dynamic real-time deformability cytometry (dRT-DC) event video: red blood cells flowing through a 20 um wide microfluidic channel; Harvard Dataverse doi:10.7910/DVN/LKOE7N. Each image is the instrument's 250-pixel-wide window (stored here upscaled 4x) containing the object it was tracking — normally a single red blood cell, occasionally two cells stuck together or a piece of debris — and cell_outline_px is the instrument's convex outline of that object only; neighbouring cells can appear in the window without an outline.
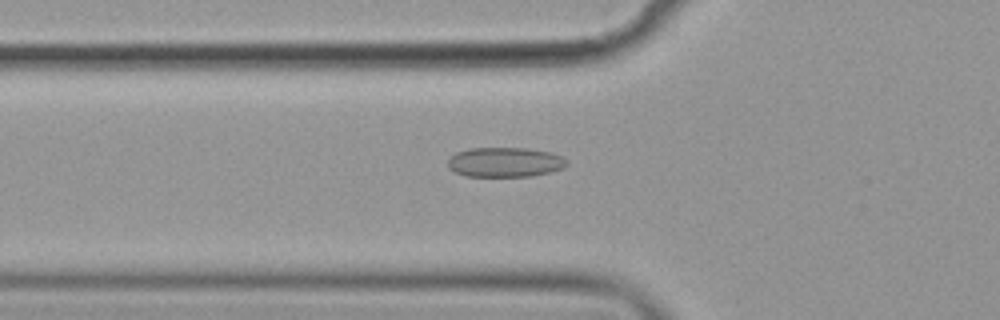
{"species": "common noctule bat (a hibernating species)", "species_latin": "Nyctalus noctula", "temperature_condition": "cold", "stored_images_in_passage": 53, "camera_frame_rate_fps": 3000, "um_per_image_px": 0.085, "animal": {"sex": "female", "body_mass_g": 19.9}, "frame": {"image": 1, "passage_image": 17, "time_ms": 5.333, "image_size_px": [1000, 320], "cell_outline_px": [[568, 164], [564, 168], [552, 172], [532, 176], [464, 176], [448, 168], [448, 160], [456, 152], [468, 148], [528, 148], [552, 152], [568, 160]], "centroid_in_image_um": [42.95, 13.78], "position_along_channel_um": 82.8, "area_um2": 20.81}}
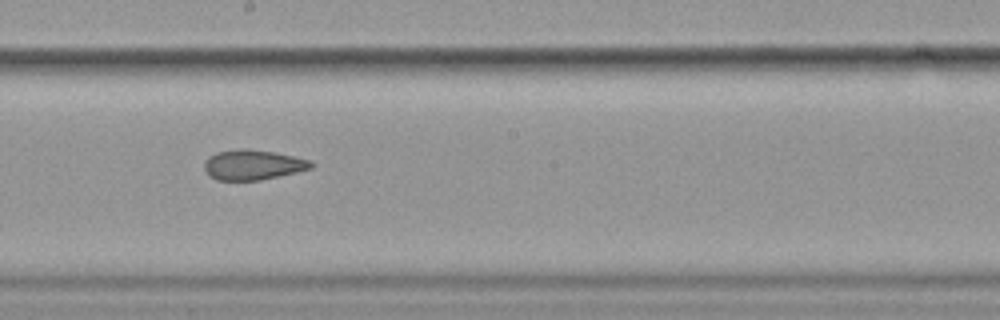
{"frame": {"image": 2, "passage_image": 29, "time_ms": 9.333, "image_size_px": [1000, 320], "cell_outline_px": [[312, 168], [296, 172], [260, 180], [216, 180], [208, 176], [204, 168], [204, 164], [208, 156], [216, 152], [240, 148], [248, 148], [276, 152], [308, 160], [312, 164]], "centroid_in_image_um": [21.43, 14.0], "position_along_channel_um": 226.8, "area_um2": 18.73}}
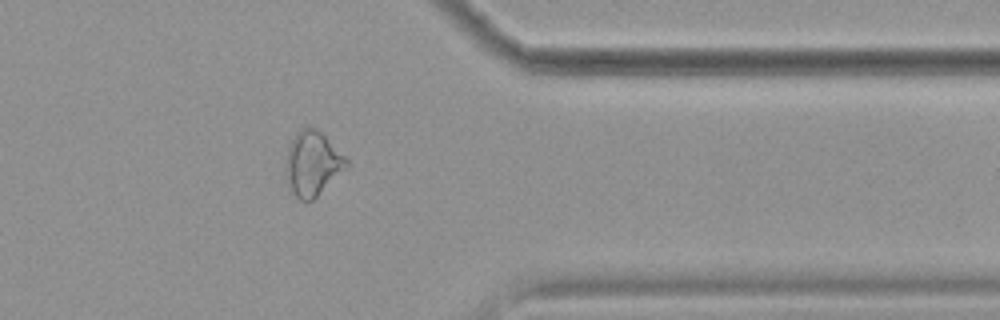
{"frame": {"image": 3, "passage_image": 43, "time_ms": 14.0, "image_size_px": [1000, 320], "cell_outline_px": [[348, 168], [312, 200], [300, 200], [288, 192], [284, 172], [284, 156], [296, 132], [300, 128], [316, 128], [348, 160]], "centroid_in_image_um": [26.5, 13.95], "position_along_channel_um": 384.9, "area_um2": 23.12}, "authors_computed_cell_mechanics": {"area_um2": 19.3052, "velocity_mm_per_s": 3.5847, "shape_relaxation_time_tau1_ms": 8.0701, "shape_relaxation_time_tau2_ms": 3.2424, "deformation_change_tau1": 0.1154, "deformation_change_tau2": 0.1003}}